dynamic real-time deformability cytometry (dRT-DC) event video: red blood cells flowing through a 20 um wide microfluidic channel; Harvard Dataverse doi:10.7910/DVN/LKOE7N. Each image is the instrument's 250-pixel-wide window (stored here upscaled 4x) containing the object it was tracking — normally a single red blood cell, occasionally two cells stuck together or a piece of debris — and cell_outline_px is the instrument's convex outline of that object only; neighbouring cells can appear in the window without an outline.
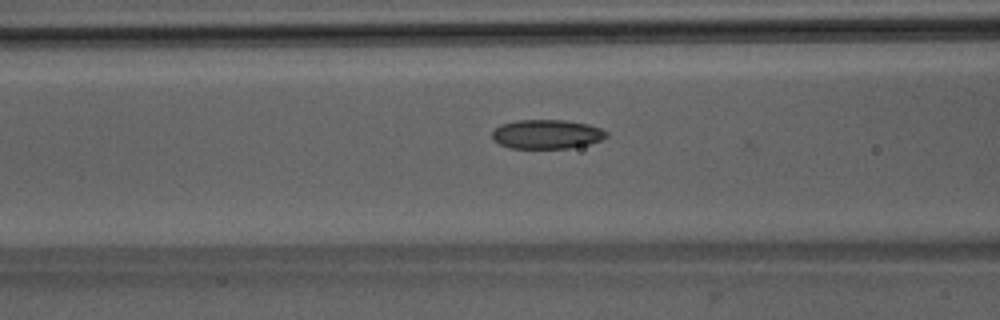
{"species": "Egyptian fruit bat (a non-hibernating species)", "species_latin": "Rousettus aegyptiacus", "temperature_condition": "room temperature", "stored_images_in_passage": 48, "camera_frame_rate_fps": 3000, "um_per_image_px": 0.085, "animal": {"sex": "male"}, "frame": {"image": 1, "passage_image": 17, "time_ms": 5.333, "image_size_px": [1000, 320], "cell_outline_px": [[608, 136], [600, 140], [588, 144], [568, 148], [508, 148], [492, 140], [492, 132], [500, 124], [516, 120], [568, 120], [588, 124], [600, 128], [608, 132]], "centroid_in_image_um": [46.46, 11.4], "position_along_channel_um": 120.1, "area_um2": 19.54}}
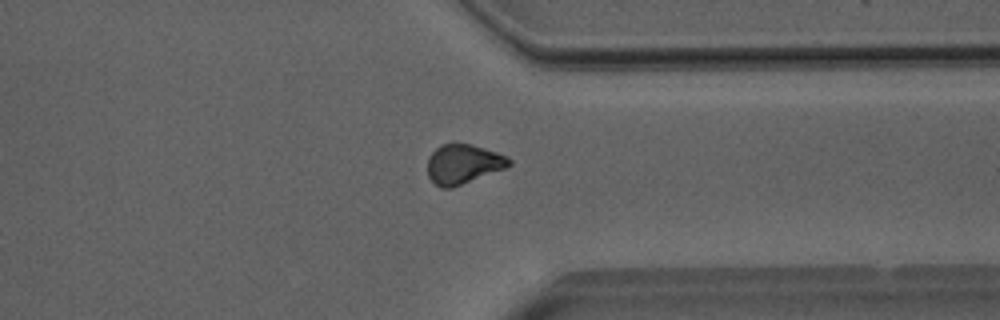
{"frame": {"image": 2, "passage_image": 36, "time_ms": 11.667, "image_size_px": [1000, 320], "cell_outline_px": [[512, 164], [504, 168], [452, 188], [440, 188], [428, 176], [428, 156], [440, 144], [452, 140], [472, 144], [508, 156], [512, 160]], "centroid_in_image_um": [39.35, 13.9], "position_along_channel_um": 372.1, "area_um2": 19.13}}
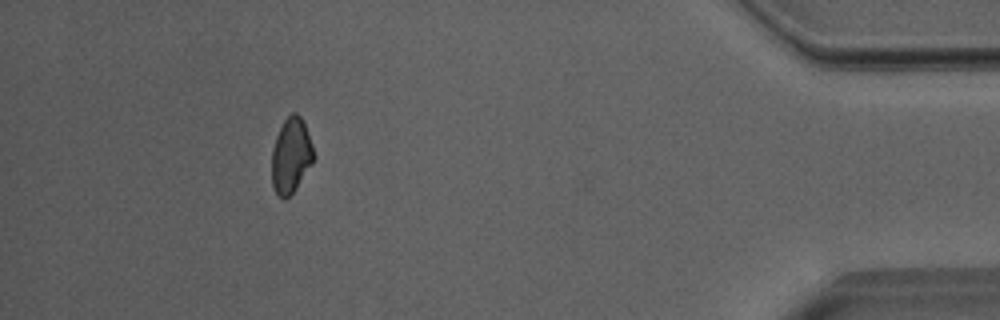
{"frame": {"image": 3, "passage_image": 43, "time_ms": 14.0, "image_size_px": [1000, 320], "cell_outline_px": [[316, 156], [312, 164], [296, 188], [284, 200], [276, 192], [272, 184], [272, 152], [276, 136], [284, 120], [292, 112], [296, 112], [300, 116], [304, 124]], "centroid_in_image_um": [24.74, 13.22], "position_along_channel_um": 410.5, "area_um2": 18.15}, "authors_computed_cell_mechanics": {"area_um2": 19.074, "velocity_mm_per_s": 3.9984, "shape_relaxation_time_tau1_ms": 4.5432, "shape_relaxation_time_tau2_ms": 4.7757, "deformation_change_tau1": 0.1059, "deformation_change_tau2": 0.1105}}